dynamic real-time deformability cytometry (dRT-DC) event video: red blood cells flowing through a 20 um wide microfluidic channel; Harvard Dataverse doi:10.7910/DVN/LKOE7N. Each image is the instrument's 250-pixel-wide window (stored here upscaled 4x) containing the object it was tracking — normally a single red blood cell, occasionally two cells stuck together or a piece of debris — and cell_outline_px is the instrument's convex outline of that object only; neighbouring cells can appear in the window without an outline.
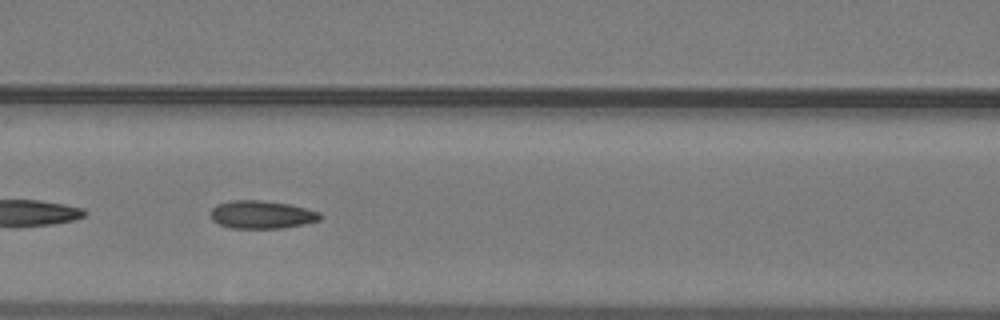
{"species": "common noctule bat (a hibernating species)", "species_latin": "Nyctalus noctula", "temperature_condition": "warm", "stored_images_in_passage": 35, "camera_frame_rate_fps": 3000, "um_per_image_px": 0.085, "animal": {"sex": "male", "body_mass_g": 19.2, "forearm_length_mm": 51.8}, "frame": {"image": 1, "passage_image": 11, "time_ms": 3.333, "image_size_px": [1000, 320], "cell_outline_px": [[324, 216], [320, 220], [304, 224], [284, 228], [232, 228], [220, 224], [212, 220], [208, 212], [216, 204], [232, 200], [260, 200], [288, 204], [320, 212]], "centroid_in_image_um": [22.23, 18.24], "position_along_channel_um": 144.4, "area_um2": 17.98}}